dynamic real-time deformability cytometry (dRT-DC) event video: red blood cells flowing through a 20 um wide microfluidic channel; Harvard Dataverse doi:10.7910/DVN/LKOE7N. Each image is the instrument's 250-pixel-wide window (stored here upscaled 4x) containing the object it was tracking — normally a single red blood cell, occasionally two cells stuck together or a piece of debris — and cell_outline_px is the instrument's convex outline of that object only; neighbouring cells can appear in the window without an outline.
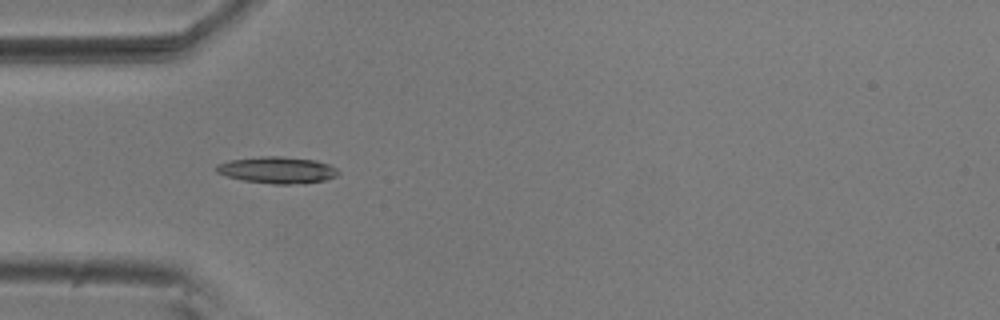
{"species": "common noctule bat (a hibernating species)", "species_latin": "Nyctalus noctula", "temperature_condition": "room temperature", "stored_images_in_passage": 6, "camera_frame_rate_fps": 3000, "um_per_image_px": 0.085, "animal": {"sex": "male", "body_mass_g": 20.5, "forearm_length_mm": 52.5}, "frame": {"image": 1, "passage_image": 5, "time_ms": 1.333, "image_size_px": [1000, 320], "cell_outline_px": [[340, 172], [336, 176], [324, 180], [304, 184], [272, 184], [244, 180], [228, 176], [216, 172], [216, 164], [228, 160], [260, 156], [280, 156], [316, 160], [328, 164], [336, 168]], "centroid_in_image_um": [23.58, 14.45], "position_along_channel_um": 61.4, "area_um2": 19.02}}
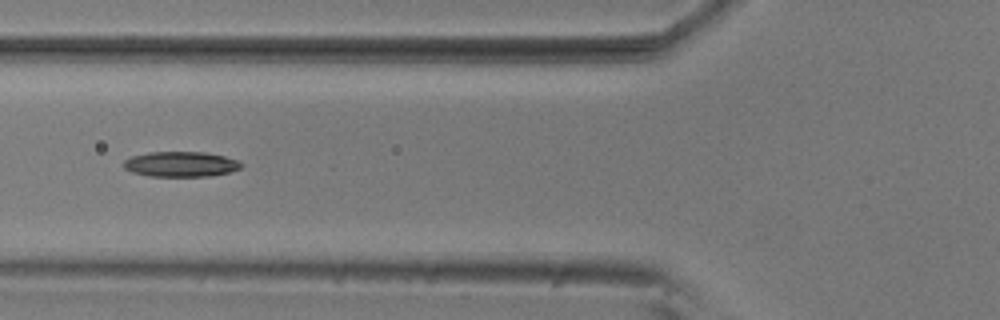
{"frame": {"image": 2, "passage_image": 6, "time_ms": 1.667, "image_size_px": [1000, 320], "cell_outline_px": [[244, 164], [240, 168], [228, 172], [212, 176], [148, 176], [132, 172], [124, 168], [124, 160], [132, 156], [148, 152], [204, 152], [224, 156], [236, 160]], "centroid_in_image_um": [15.35, 13.95], "position_along_channel_um": 110.4, "area_um2": 17.22}}